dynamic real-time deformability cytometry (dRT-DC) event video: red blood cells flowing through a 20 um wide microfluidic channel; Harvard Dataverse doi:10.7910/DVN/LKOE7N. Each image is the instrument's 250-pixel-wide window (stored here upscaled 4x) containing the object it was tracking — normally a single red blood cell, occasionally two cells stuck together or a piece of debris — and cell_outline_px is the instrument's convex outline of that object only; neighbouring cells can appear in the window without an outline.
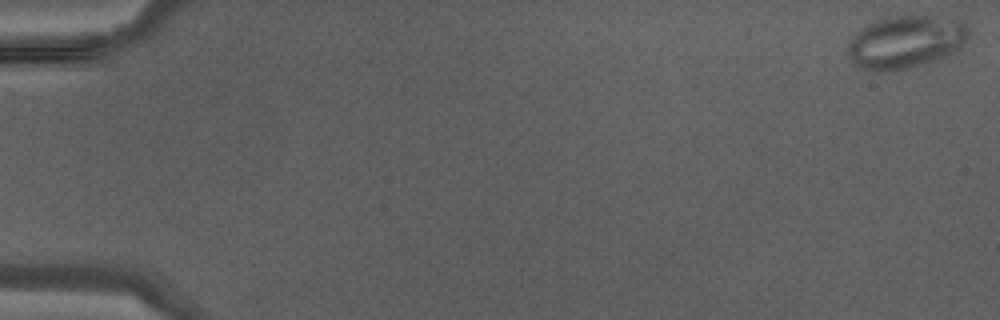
{"species": "Egyptian fruit bat (a non-hibernating species)", "species_latin": "Rousettus aegyptiacus", "temperature_condition": "warm", "stored_images_in_passage": 43, "camera_frame_rate_fps": 3000, "um_per_image_px": 0.085, "animal": {"sex": "male"}, "frame": {"image": 1, "passage_image": 1, "time_ms": 0.0, "image_size_px": [1000, 320], "cell_outline_px": [[968, 36], [960, 48], [936, 60], [908, 68], [880, 72], [872, 72], [860, 68], [852, 60], [848, 52], [848, 44], [852, 36], [856, 32], [868, 24], [888, 16], [928, 16], [964, 20], [968, 28]], "centroid_in_image_um": [76.97, 3.56], "position_along_channel_um": 8.0, "area_um2": 36.99}}
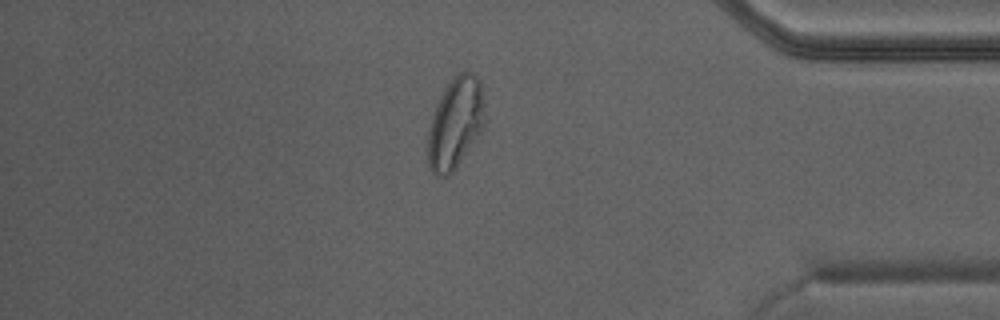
{"frame": {"image": 2, "passage_image": 37, "time_ms": 12.0, "image_size_px": [1000, 320], "cell_outline_px": [[484, 128], [456, 168], [448, 176], [436, 176], [432, 172], [428, 164], [428, 132], [432, 116], [436, 104], [444, 88], [460, 72], [472, 72], [480, 80], [484, 100]], "centroid_in_image_um": [38.71, 10.48], "position_along_channel_um": 396.5, "area_um2": 30.23}}